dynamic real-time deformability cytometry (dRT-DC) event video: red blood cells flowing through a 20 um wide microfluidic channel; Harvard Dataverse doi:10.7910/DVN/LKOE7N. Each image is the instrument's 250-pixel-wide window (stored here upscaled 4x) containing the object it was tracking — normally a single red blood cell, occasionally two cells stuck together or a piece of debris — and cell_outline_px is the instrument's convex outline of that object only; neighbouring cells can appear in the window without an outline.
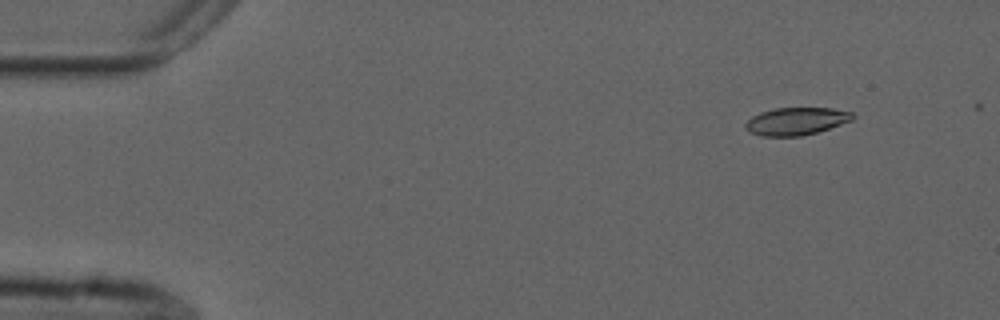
{"species": "common noctule bat (a hibernating species)", "species_latin": "Nyctalus noctula", "temperature_condition": "cold", "stored_images_in_passage": 5, "camera_frame_rate_fps": 3000, "um_per_image_px": 0.085, "animal": {"sex": "male", "forearm_length_mm": 52.5}, "frame": {"image": 1, "passage_image": 2, "time_ms": 0.333, "image_size_px": [1000, 320], "cell_outline_px": [[856, 116], [852, 120], [816, 132], [800, 136], [760, 136], [748, 132], [744, 128], [744, 124], [752, 116], [760, 112], [776, 108], [832, 108], [852, 112]], "centroid_in_image_um": [67.64, 10.3], "position_along_channel_um": 17.4, "area_um2": 17.22}}
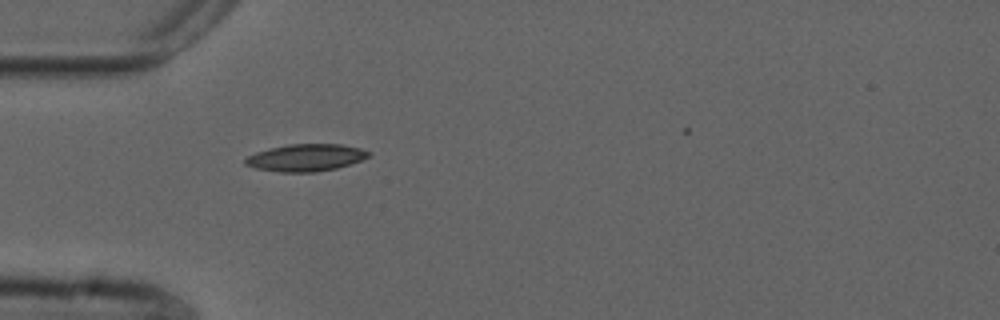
{"frame": {"image": 2, "passage_image": 5, "time_ms": 1.333, "image_size_px": [1000, 320], "cell_outline_px": [[372, 156], [336, 168], [316, 172], [280, 172], [256, 168], [244, 164], [244, 160], [248, 156], [256, 152], [268, 148], [288, 144], [340, 144], [360, 148], [372, 152]], "centroid_in_image_um": [26.0, 13.39], "position_along_channel_um": 59.0, "area_um2": 19.54}}